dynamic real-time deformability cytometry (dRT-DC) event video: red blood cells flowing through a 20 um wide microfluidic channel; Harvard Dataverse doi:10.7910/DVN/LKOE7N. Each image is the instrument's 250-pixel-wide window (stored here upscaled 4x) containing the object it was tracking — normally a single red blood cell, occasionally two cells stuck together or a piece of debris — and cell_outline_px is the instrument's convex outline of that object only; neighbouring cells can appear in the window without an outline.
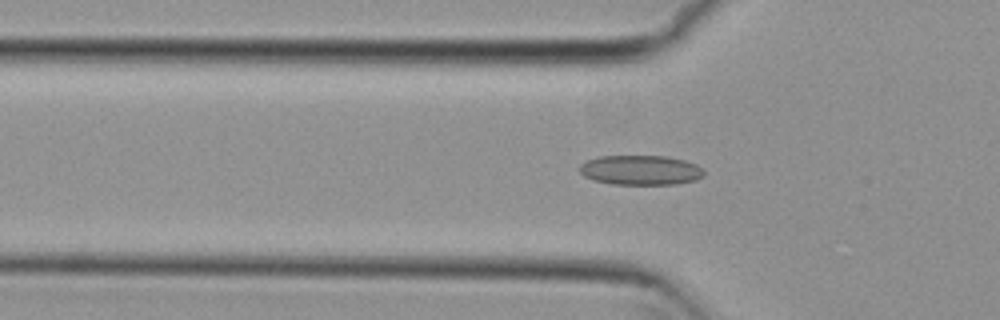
{"species": "common noctule bat (a hibernating species)", "species_latin": "Nyctalus noctula", "temperature_condition": "cold", "stored_images_in_passage": 45, "camera_frame_rate_fps": 3000, "um_per_image_px": 0.085, "animal": {"sex": "female", "body_mass_g": 29.2, "forearm_length_mm": 56.3}, "frame": {"image": 1, "passage_image": 18, "time_ms": 5.667, "image_size_px": [1000, 320], "cell_outline_px": [[704, 176], [696, 180], [676, 184], [612, 184], [592, 180], [584, 176], [580, 172], [580, 164], [588, 160], [600, 156], [664, 156], [684, 160], [696, 164], [704, 168]], "centroid_in_image_um": [54.47, 14.46], "position_along_channel_um": 71.3, "area_um2": 21.62}}
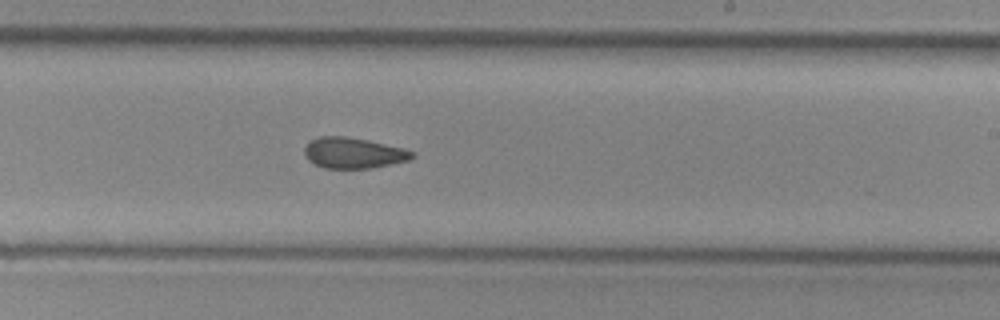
{"frame": {"image": 2, "passage_image": 33, "time_ms": 10.667, "image_size_px": [1000, 320], "cell_outline_px": [[416, 156], [412, 160], [372, 168], [324, 168], [308, 160], [304, 156], [304, 148], [312, 140], [320, 136], [344, 136], [368, 140], [404, 148], [416, 152]], "centroid_in_image_um": [30.1, 13.0], "position_along_channel_um": 258.9, "area_um2": 19.48}}
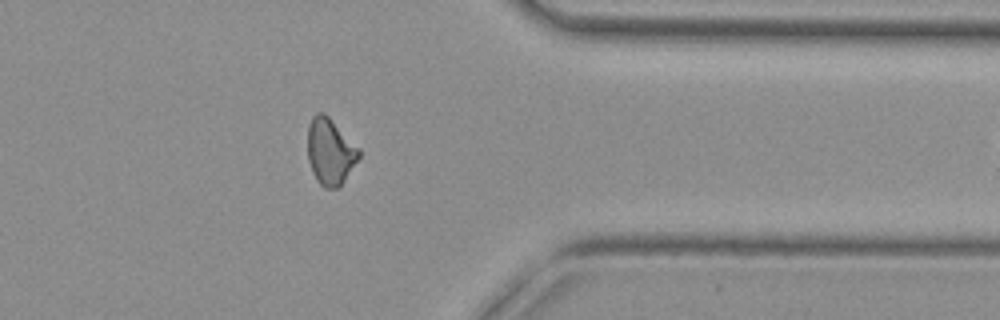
{"frame": {"image": 3, "passage_image": 44, "time_ms": 14.333, "image_size_px": [1000, 320], "cell_outline_px": [[360, 156], [340, 188], [324, 188], [316, 180], [312, 172], [308, 160], [308, 124], [312, 116], [316, 112], [324, 112], [360, 148]], "centroid_in_image_um": [28.06, 12.89], "position_along_channel_um": 383.3, "area_um2": 20.06}}